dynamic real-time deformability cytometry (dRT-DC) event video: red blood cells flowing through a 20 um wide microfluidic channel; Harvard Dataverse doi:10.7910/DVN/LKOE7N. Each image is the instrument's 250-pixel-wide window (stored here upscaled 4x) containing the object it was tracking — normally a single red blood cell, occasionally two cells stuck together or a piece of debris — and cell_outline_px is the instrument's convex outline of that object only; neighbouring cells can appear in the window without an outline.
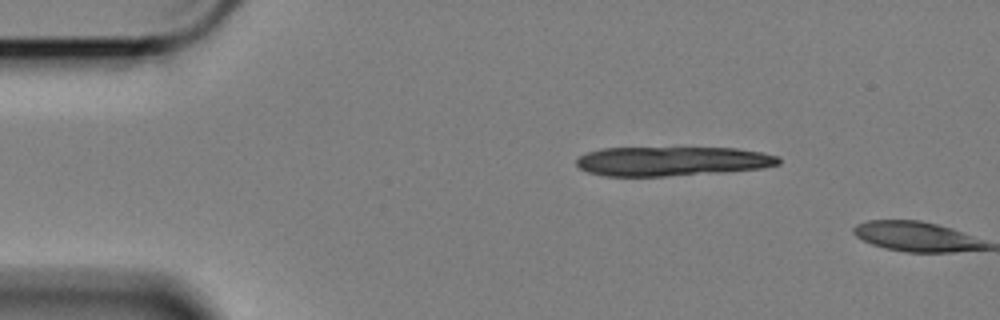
{"species": "Egyptian fruit bat (a non-hibernating species)", "species_latin": "Rousettus aegyptiacus", "temperature_condition": "cold", "stored_images_in_passage": 2, "camera_frame_rate_fps": 3000, "um_per_image_px": 0.085, "animal": {"sex": "female"}, "frame": {"image": 1, "passage_image": 1, "time_ms": 0.0, "image_size_px": [1000, 320], "cell_outline_px": [[780, 164], [764, 168], [720, 172], [664, 176], [604, 176], [588, 172], [580, 168], [576, 164], [576, 160], [580, 156], [588, 152], [600, 148], [736, 148], [760, 152], [780, 156]], "centroid_in_image_um": [57.13, 13.7], "position_along_channel_um": 27.9, "area_um2": 34.51}}